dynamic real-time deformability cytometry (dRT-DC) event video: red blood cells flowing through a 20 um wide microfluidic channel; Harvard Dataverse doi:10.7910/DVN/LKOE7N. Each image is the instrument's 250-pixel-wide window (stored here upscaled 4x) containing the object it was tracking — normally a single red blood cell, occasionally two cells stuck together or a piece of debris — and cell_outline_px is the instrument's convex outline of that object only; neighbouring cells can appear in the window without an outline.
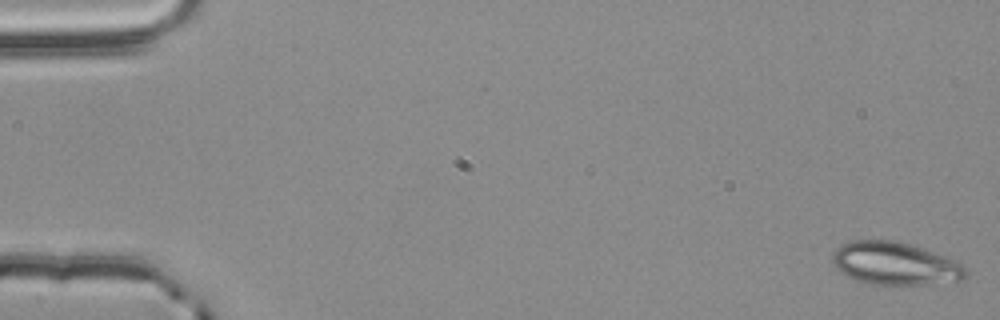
{"species": "common noctule bat (a hibernating species)", "species_latin": "Nyctalus noctula", "temperature_condition": "room temperature", "stored_images_in_passage": 18, "camera_frame_rate_fps": 3000, "um_per_image_px": 0.085, "animal": {"sex": "male", "body_mass_g": 20.4}, "frame": {"image": 1, "passage_image": 1, "time_ms": 0.0, "image_size_px": [1000, 320], "cell_outline_px": [[968, 272], [964, 280], [928, 284], [868, 284], [848, 276], [836, 268], [832, 260], [832, 252], [840, 244], [852, 240], [892, 240], [908, 244], [956, 260], [964, 264]], "centroid_in_image_um": [76.08, 22.4], "position_along_channel_um": 8.9, "area_um2": 33.18}}